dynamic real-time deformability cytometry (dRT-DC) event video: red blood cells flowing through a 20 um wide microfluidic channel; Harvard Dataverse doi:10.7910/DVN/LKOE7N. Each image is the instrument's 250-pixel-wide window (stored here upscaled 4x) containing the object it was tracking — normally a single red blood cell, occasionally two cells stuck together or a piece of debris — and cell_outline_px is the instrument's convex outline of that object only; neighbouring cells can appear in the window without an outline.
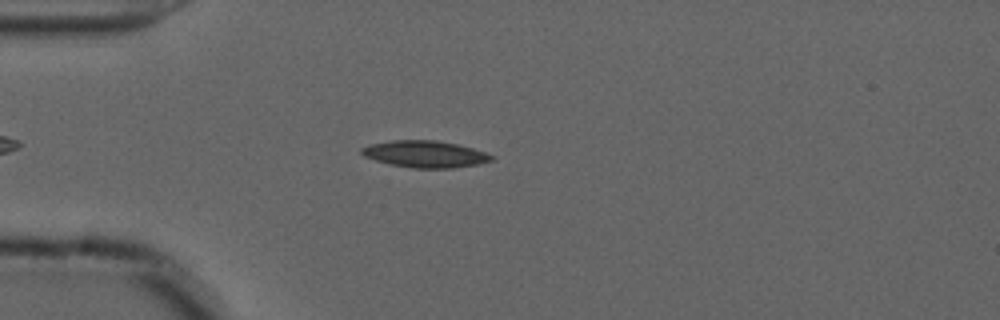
{"species": "common noctule bat (a hibernating species)", "species_latin": "Nyctalus noctula", "temperature_condition": "cold", "stored_images_in_passage": 48, "camera_frame_rate_fps": 3000, "um_per_image_px": 0.085, "animal": {"sex": "male", "forearm_length_mm": 52.5}, "frame": {"image": 1, "passage_image": 8, "time_ms": 2.333, "image_size_px": [1000, 320], "cell_outline_px": [[496, 156], [492, 160], [480, 164], [452, 168], [412, 168], [392, 164], [376, 160], [364, 156], [360, 152], [360, 148], [372, 144], [392, 140], [436, 140], [456, 144], [472, 148]], "centroid_in_image_um": [36.15, 13.1], "position_along_channel_um": 48.8, "area_um2": 20.17}}
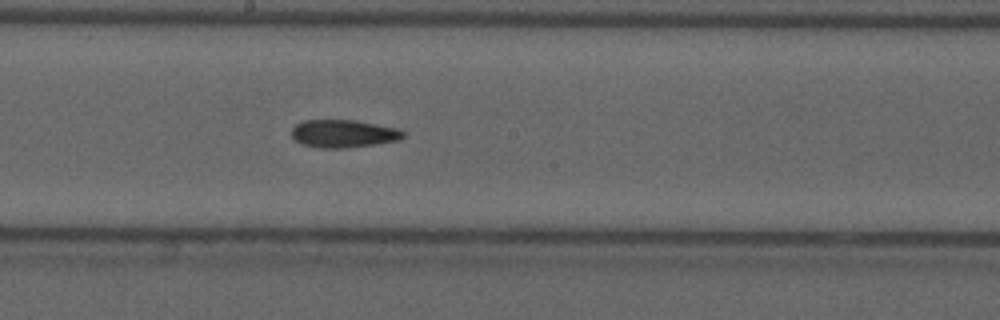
{"frame": {"image": 2, "passage_image": 23, "time_ms": 7.333, "image_size_px": [1000, 320], "cell_outline_px": [[408, 132], [400, 140], [344, 148], [320, 148], [300, 144], [292, 136], [292, 128], [296, 124], [304, 120], [356, 120], [400, 128]], "centroid_in_image_um": [29.23, 11.35], "position_along_channel_um": 219.0, "area_um2": 18.26}}
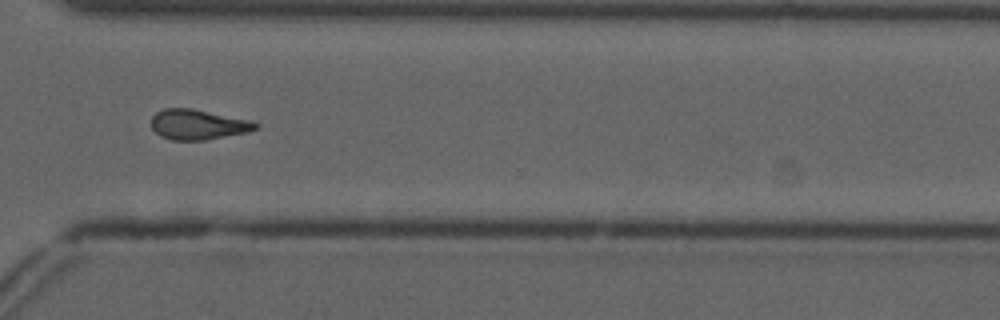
{"frame": {"image": 3, "passage_image": 34, "time_ms": 11.0, "image_size_px": [1000, 320], "cell_outline_px": [[260, 128], [248, 132], [204, 140], [172, 140], [160, 136], [152, 128], [152, 116], [156, 112], [164, 108], [192, 108], [252, 120], [260, 124]], "centroid_in_image_um": [16.87, 10.58], "position_along_channel_um": 353.7, "area_um2": 18.5}, "authors_computed_cell_mechanics": {"area_um2": 18.7561, "velocity_mm_per_s": 3.6751, "shape_relaxation_time_tau1_ms": null, "shape_relaxation_time_tau2_ms": 10.1709, "deformation_change_tau1": null, "deformation_change_tau2": 0.2179}}